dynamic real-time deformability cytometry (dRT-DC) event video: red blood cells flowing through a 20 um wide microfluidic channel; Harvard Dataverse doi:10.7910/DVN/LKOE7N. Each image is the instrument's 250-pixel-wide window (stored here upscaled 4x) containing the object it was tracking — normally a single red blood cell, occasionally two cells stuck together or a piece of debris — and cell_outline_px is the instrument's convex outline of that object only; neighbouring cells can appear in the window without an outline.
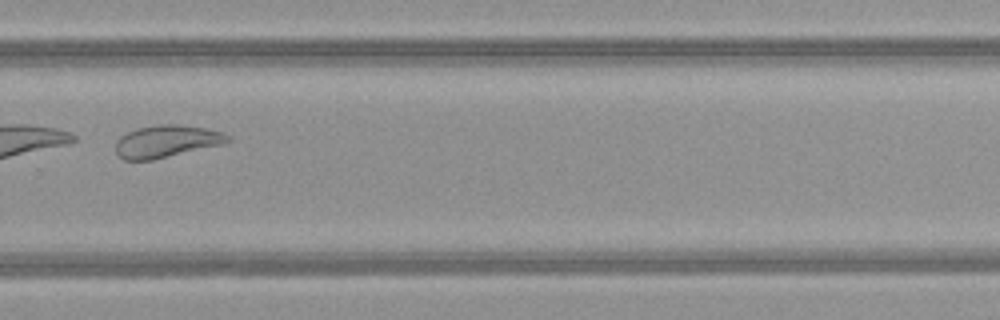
{"species": "common noctule bat (a hibernating species)", "species_latin": "Nyctalus noctula", "temperature_condition": "warm", "stored_images_in_passage": 47, "camera_frame_rate_fps": 3000, "um_per_image_px": 0.085, "animal": {"sex": "female", "body_mass_g": 21.9}, "frame": {"image": 1, "passage_image": 34, "time_ms": 11.0, "image_size_px": [1000, 320], "cell_outline_px": [[232, 140], [224, 144], [152, 160], [124, 160], [116, 152], [116, 144], [120, 136], [136, 128], [160, 124], [176, 124], [204, 128], [224, 132]], "centroid_in_image_um": [14.17, 12.01], "position_along_channel_um": 315.6, "area_um2": 21.04}}